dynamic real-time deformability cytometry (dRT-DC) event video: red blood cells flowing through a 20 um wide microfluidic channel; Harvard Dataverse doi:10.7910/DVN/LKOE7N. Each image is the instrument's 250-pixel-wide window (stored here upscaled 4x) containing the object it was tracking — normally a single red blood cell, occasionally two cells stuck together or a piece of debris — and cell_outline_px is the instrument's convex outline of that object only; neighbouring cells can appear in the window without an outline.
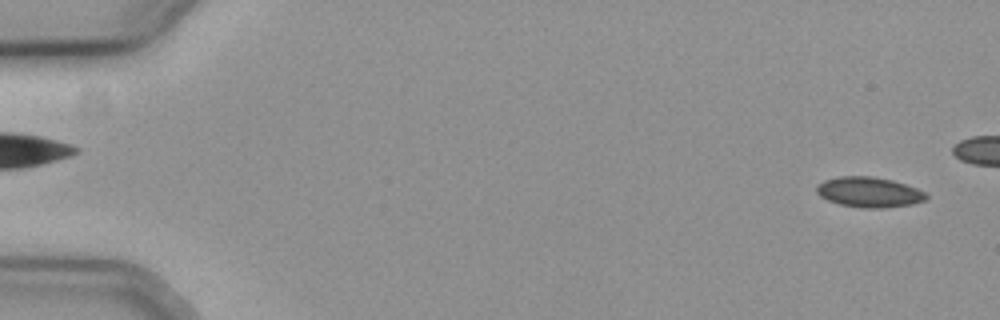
{"species": "common noctule bat (a hibernating species)", "species_latin": "Nyctalus noctula", "temperature_condition": "cold", "stored_images_in_passage": 14, "camera_frame_rate_fps": 3000, "um_per_image_px": 0.085, "animal": {"sex": "female", "body_mass_g": 19.3, "forearm_length_mm": 54.1}, "frame": {"image": 1, "passage_image": 2, "time_ms": 0.333, "image_size_px": [1000, 320], "cell_outline_px": [[928, 196], [924, 200], [912, 204], [884, 208], [860, 208], [840, 204], [828, 200], [820, 196], [816, 192], [816, 184], [824, 180], [840, 176], [872, 176], [892, 180], [916, 188], [924, 192]], "centroid_in_image_um": [73.83, 16.33], "position_along_channel_um": 11.2, "area_um2": 19.31}}